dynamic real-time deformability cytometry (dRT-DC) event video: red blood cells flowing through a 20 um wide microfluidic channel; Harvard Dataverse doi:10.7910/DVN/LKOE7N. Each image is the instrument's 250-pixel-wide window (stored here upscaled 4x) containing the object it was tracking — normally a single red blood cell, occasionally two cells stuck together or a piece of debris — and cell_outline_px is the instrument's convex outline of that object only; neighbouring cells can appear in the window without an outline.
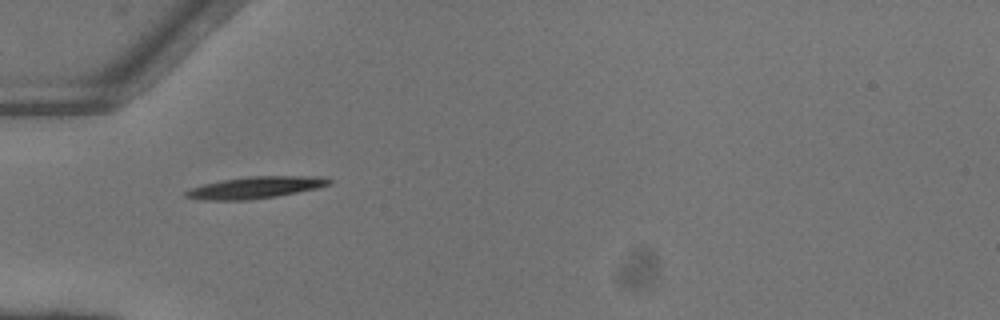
{"species": "common noctule bat (a hibernating species)", "species_latin": "Nyctalus noctula", "temperature_condition": "warm", "stored_images_in_passage": 35, "camera_frame_rate_fps": 3000, "um_per_image_px": 0.085, "animal": {"sex": "female"}, "frame": {"image": 1, "passage_image": 1, "time_ms": 0.0, "image_size_px": [1000, 320], "cell_outline_px": [[332, 184], [316, 188], [276, 196], [248, 200], [204, 200], [184, 196], [184, 192], [192, 188], [204, 184], [224, 180], [252, 176], [324, 176], [332, 180]], "centroid_in_image_um": [21.75, 15.93], "position_along_channel_um": 63.2, "area_um2": 17.98}}
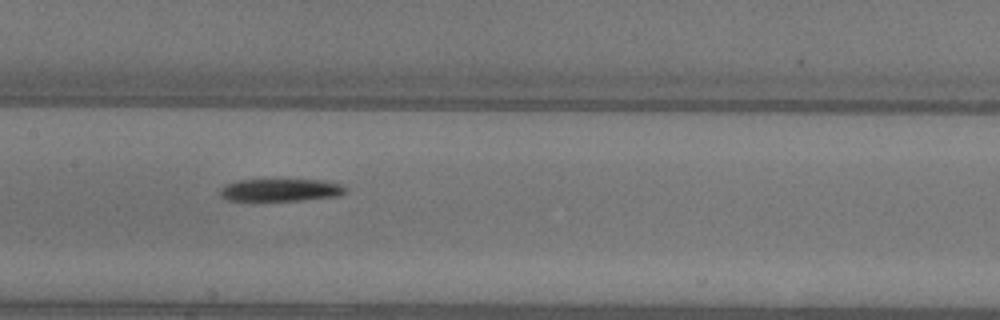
{"frame": {"image": 2, "passage_image": 10, "time_ms": 3.0, "image_size_px": [1000, 320], "cell_outline_px": [[348, 188], [340, 196], [300, 200], [228, 200], [220, 196], [220, 188], [228, 184], [240, 180], [328, 180], [344, 184]], "centroid_in_image_um": [23.94, 16.14], "position_along_channel_um": 183.5, "area_um2": 16.42}}
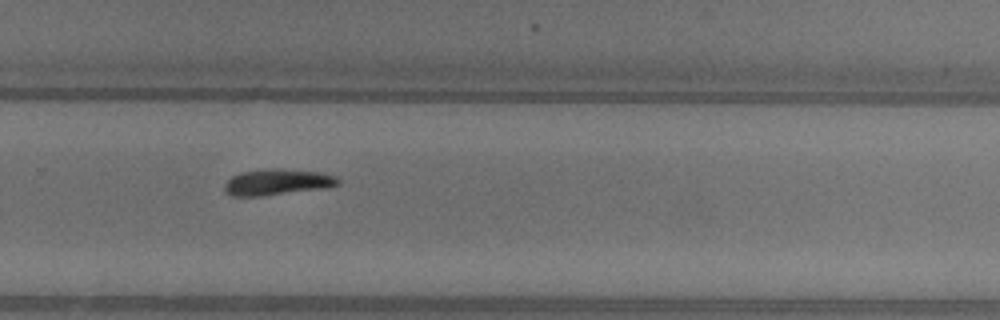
{"frame": {"image": 3, "passage_image": 19, "time_ms": 6.0, "image_size_px": [1000, 320], "cell_outline_px": [[340, 184], [328, 188], [260, 196], [232, 196], [224, 188], [224, 184], [232, 176], [240, 172], [320, 172], [336, 176], [340, 180]], "centroid_in_image_um": [23.61, 15.55], "position_along_channel_um": 306.2, "area_um2": 16.07}, "authors_computed_cell_mechanics": {"area_um2": 16.762, "velocity_mm_per_s": 4.1191, "shape_relaxation_time_tau1_ms": 5.9125, "shape_relaxation_time_tau2_ms": null, "deformation_change_tau1": 0.1835, "deformation_change_tau2": null}}